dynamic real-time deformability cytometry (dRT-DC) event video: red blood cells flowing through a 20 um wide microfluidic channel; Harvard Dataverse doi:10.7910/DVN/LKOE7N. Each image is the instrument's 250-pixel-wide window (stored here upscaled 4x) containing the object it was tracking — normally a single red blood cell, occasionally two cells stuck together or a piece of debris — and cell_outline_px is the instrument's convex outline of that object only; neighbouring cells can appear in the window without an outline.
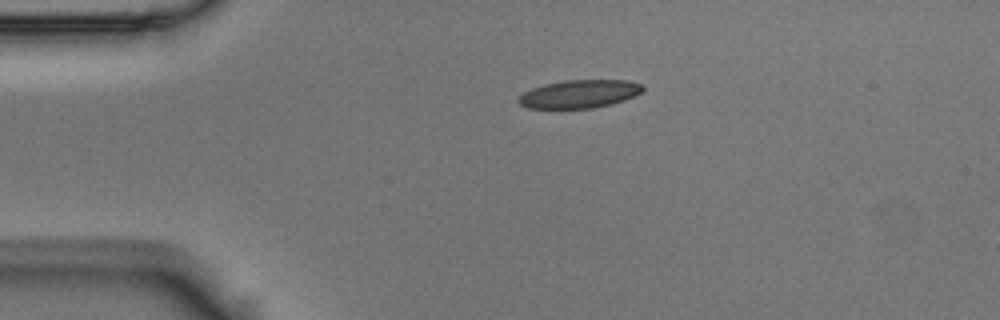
{"species": "Egyptian fruit bat (a non-hibernating species)", "species_latin": "Rousettus aegyptiacus", "temperature_condition": "room temperature", "stored_images_in_passage": 10, "camera_frame_rate_fps": 3000, "um_per_image_px": 0.085, "animal": {"sex": "male"}, "frame": {"image": 1, "passage_image": 1, "time_ms": 0.0, "image_size_px": [1000, 320], "cell_outline_px": [[644, 88], [640, 92], [624, 100], [612, 104], [592, 108], [528, 108], [520, 104], [516, 100], [524, 92], [532, 88], [544, 84], [564, 80], [628, 80], [644, 84]], "centroid_in_image_um": [49.25, 7.98], "position_along_channel_um": 35.8, "area_um2": 20.35}}
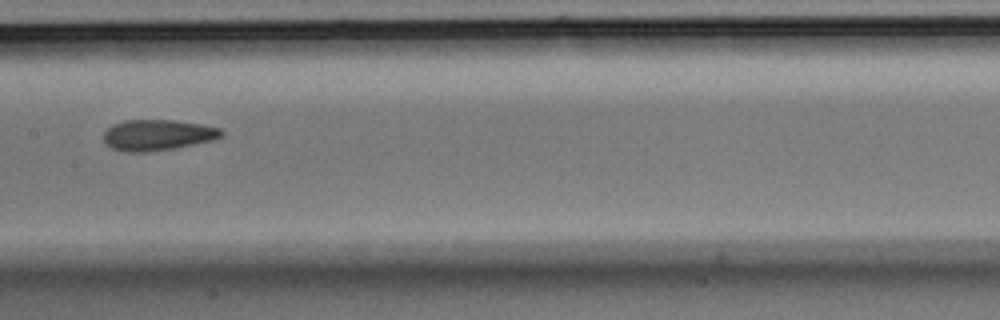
{"frame": {"image": 2, "passage_image": 5, "time_ms": 1.333, "image_size_px": [1000, 320], "cell_outline_px": [[224, 136], [212, 140], [172, 148], [144, 152], [124, 152], [112, 148], [104, 140], [104, 132], [112, 124], [124, 120], [172, 120], [200, 124], [220, 128], [224, 132]], "centroid_in_image_um": [13.38, 11.46], "position_along_channel_um": 194.0, "area_um2": 20.98}}
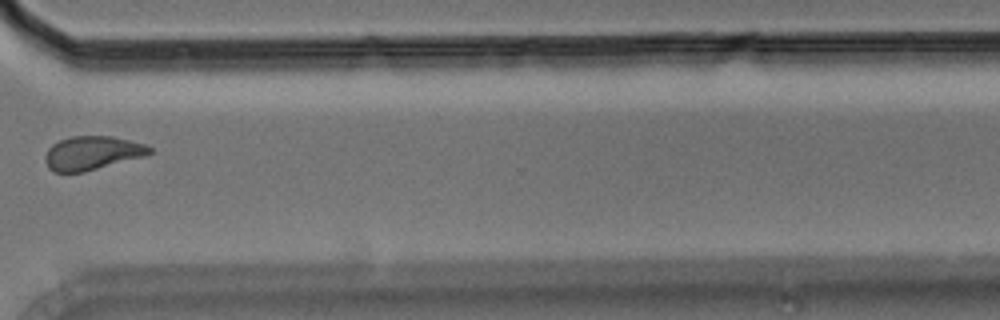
{"frame": {"image": 3, "passage_image": 9, "time_ms": 2.667, "image_size_px": [1000, 320], "cell_outline_px": [[152, 152], [148, 156], [84, 172], [52, 172], [48, 168], [44, 156], [48, 148], [52, 144], [60, 140], [72, 136], [112, 136], [144, 144], [152, 148]], "centroid_in_image_um": [7.85, 13.02], "position_along_channel_um": 362.8, "area_um2": 20.75}}